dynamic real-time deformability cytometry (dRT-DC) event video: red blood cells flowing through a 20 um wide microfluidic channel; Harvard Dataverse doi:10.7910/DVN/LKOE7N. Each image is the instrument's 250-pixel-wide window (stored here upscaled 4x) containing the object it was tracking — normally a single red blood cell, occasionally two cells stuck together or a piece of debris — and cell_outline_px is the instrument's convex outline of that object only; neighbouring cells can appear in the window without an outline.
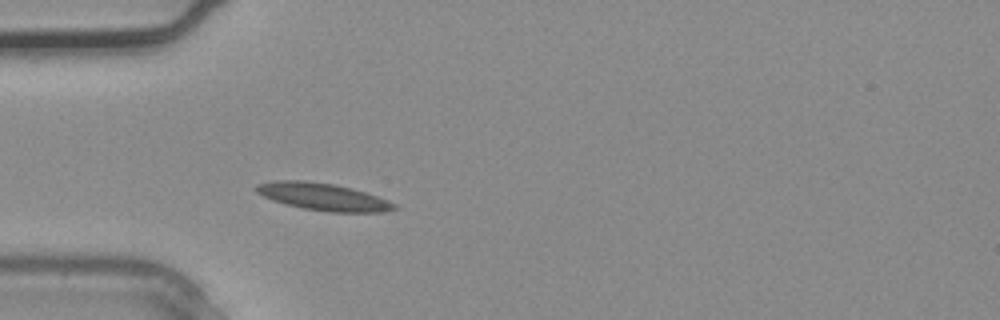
{"species": "common noctule bat (a hibernating species)", "species_latin": "Nyctalus noctula", "temperature_condition": "warm", "stored_images_in_passage": 2, "camera_frame_rate_fps": 3000, "um_per_image_px": 0.085, "animal": {"sex": "male", "body_mass_g": 20.4}, "frame": {"image": 1, "passage_image": 2, "time_ms": 0.333, "image_size_px": [1000, 320], "cell_outline_px": [[400, 208], [380, 212], [328, 212], [304, 208], [272, 200], [256, 192], [256, 184], [272, 180], [304, 180], [336, 184], [352, 188], [388, 200], [396, 204]], "centroid_in_image_um": [27.47, 16.71], "position_along_channel_um": 57.5, "area_um2": 21.91}}